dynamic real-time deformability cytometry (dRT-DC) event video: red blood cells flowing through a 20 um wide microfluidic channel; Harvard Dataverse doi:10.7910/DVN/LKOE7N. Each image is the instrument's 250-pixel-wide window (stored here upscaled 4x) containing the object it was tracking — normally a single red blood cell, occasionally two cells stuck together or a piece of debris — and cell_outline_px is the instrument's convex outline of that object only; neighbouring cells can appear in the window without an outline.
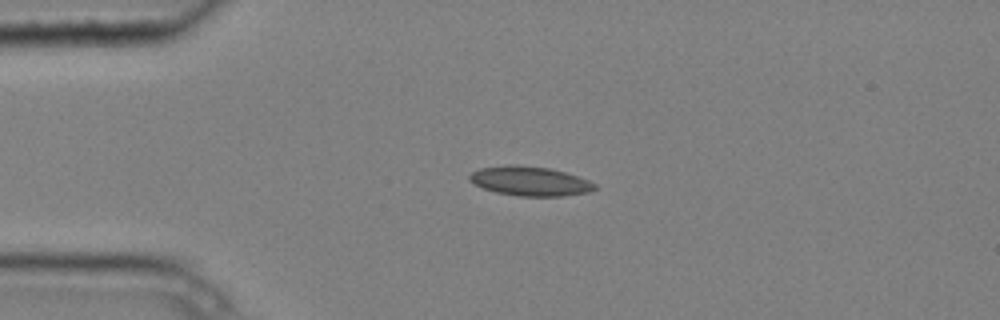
{"species": "common noctule bat (a hibernating species)", "species_latin": "Nyctalus noctula", "temperature_condition": "cold", "stored_images_in_passage": 4, "camera_frame_rate_fps": 3000, "um_per_image_px": 0.085, "animal": {"sex": "male", "body_mass_g": 20.4}, "frame": {"image": 1, "passage_image": 3, "time_ms": 0.667, "image_size_px": [1000, 320], "cell_outline_px": [[596, 188], [592, 192], [564, 196], [520, 196], [496, 192], [484, 188], [468, 180], [468, 176], [472, 172], [480, 168], [508, 164], [516, 164], [548, 168], [564, 172], [588, 180], [596, 184]], "centroid_in_image_um": [45.05, 15.39], "position_along_channel_um": 39.9, "area_um2": 21.44}}